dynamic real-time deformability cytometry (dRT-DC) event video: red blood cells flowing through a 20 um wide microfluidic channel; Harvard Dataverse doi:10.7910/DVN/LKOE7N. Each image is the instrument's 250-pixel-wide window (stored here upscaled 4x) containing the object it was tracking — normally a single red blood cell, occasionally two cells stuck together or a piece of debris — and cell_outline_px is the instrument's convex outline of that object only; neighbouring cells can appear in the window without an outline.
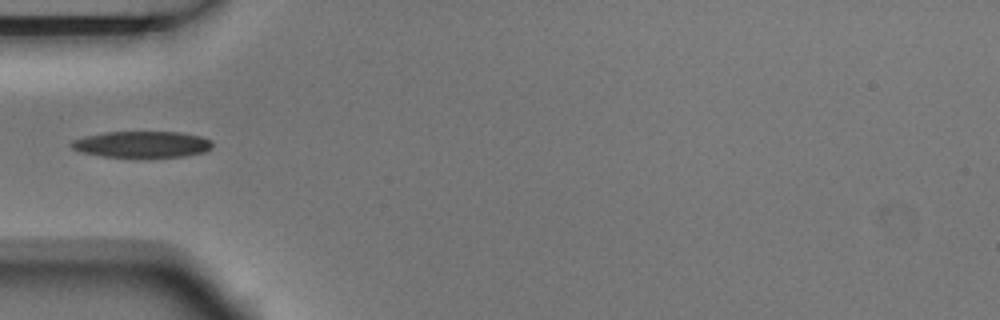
{"species": "Egyptian fruit bat (a non-hibernating species)", "species_latin": "Rousettus aegyptiacus", "temperature_condition": "room temperature", "stored_images_in_passage": 5, "camera_frame_rate_fps": 3000, "um_per_image_px": 0.085, "animal": {"sex": "male"}, "frame": {"image": 1, "passage_image": 5, "time_ms": 1.333, "image_size_px": [1000, 320], "cell_outline_px": [[212, 148], [204, 152], [184, 156], [148, 160], [100, 156], [80, 152], [72, 148], [68, 144], [72, 140], [84, 136], [104, 132], [176, 132], [200, 136], [212, 140]], "centroid_in_image_um": [12.04, 12.31], "position_along_channel_um": 73.0, "area_um2": 22.66}}